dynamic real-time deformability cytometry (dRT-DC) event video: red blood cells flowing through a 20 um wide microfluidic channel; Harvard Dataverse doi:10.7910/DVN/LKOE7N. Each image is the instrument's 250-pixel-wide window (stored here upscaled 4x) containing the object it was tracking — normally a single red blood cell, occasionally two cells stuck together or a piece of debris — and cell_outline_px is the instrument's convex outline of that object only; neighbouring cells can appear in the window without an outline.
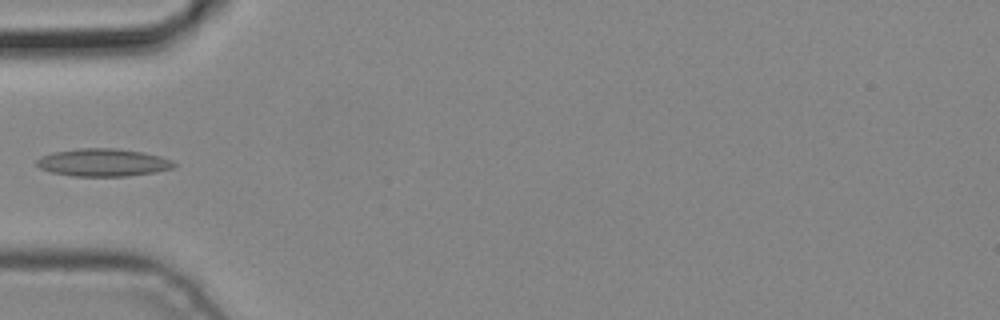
{"species": "common noctule bat (a hibernating species)", "species_latin": "Nyctalus noctula", "temperature_condition": "cold", "stored_images_in_passage": 4, "camera_frame_rate_fps": 3000, "um_per_image_px": 0.085, "animal": {"sex": "male", "body_mass_g": 19.2, "forearm_length_mm": 51.8}, "frame": {"image": 1, "passage_image": 4, "time_ms": 1.0, "image_size_px": [1000, 320], "cell_outline_px": [[176, 164], [172, 168], [156, 172], [128, 176], [72, 176], [52, 172], [40, 168], [36, 164], [36, 160], [40, 156], [52, 152], [80, 148], [116, 148], [144, 152], [160, 156], [172, 160]], "centroid_in_image_um": [8.75, 13.81], "position_along_channel_um": 76.2, "area_um2": 22.25}}